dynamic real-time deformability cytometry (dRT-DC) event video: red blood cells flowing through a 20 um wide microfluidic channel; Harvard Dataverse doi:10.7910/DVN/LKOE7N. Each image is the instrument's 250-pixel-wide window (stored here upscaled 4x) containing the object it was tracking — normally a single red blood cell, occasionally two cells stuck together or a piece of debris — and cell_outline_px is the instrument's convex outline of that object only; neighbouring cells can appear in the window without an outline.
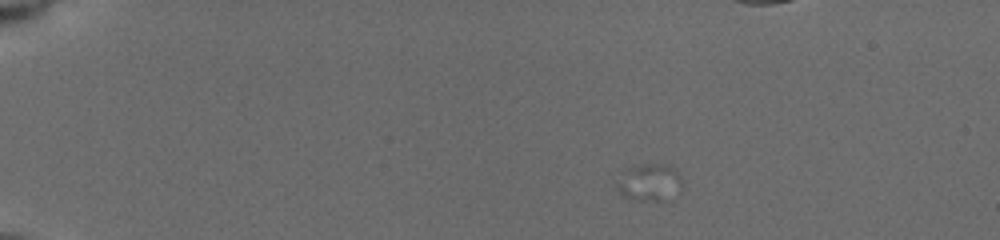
{"species": "common noctule bat (a hibernating species)", "species_latin": "Nyctalus noctula", "temperature_condition": "cold", "stored_images_in_passage": 32, "camera_frame_rate_fps": 3000, "um_per_image_px": 0.085, "animal": {"sex": "female", "body_mass_g": 19.5, "forearm_length_mm": 54.1}, "frame": {"image": 1, "passage_image": 1, "time_ms": 0.0, "image_size_px": [1000, 240], "cell_outline_px": [[680, 184], [664, 200], [640, 200], [620, 196], [616, 188], [616, 184], [624, 168], [640, 164], [664, 164], [676, 168], [680, 176]], "centroid_in_image_um": [55.09, 15.46], "position_along_channel_um": 29.9, "area_um2": 13.87}}
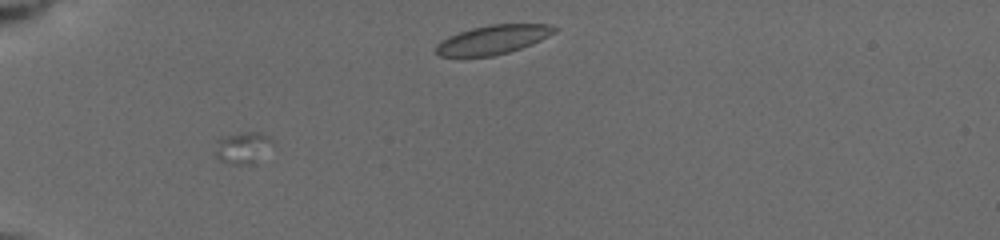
{"frame": {"image": 2, "passage_image": 25, "time_ms": 3.333, "image_size_px": [1000, 240], "cell_outline_px": [[272, 144], [252, 164], [232, 164], [220, 160], [216, 156], [216, 152], [220, 136], [244, 132], [260, 132], [268, 136], [272, 140]], "centroid_in_image_um": [20.61, 12.53], "position_along_channel_um": 64.4, "area_um2": 10.17}}